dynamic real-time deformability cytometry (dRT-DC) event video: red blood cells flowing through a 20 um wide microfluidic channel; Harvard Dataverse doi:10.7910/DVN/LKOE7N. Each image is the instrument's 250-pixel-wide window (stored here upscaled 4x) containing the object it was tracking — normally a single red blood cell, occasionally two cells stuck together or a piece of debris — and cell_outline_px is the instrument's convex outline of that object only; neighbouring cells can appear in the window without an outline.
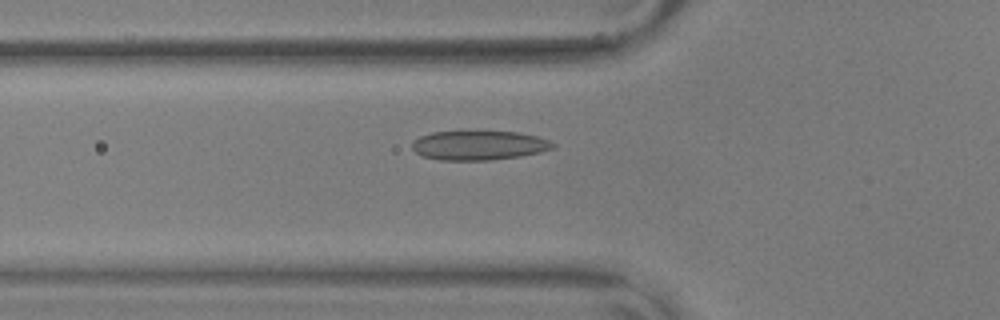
{"species": "common noctule bat (a hibernating species)", "species_latin": "Nyctalus noctula", "temperature_condition": "warm", "stored_images_in_passage": 34, "camera_frame_rate_fps": 3000, "um_per_image_px": 0.085, "animal": {"sex": "male", "body_mass_g": 17.9, "forearm_length_mm": 54.2}, "frame": {"image": 1, "passage_image": 2, "time_ms": 0.333, "image_size_px": [1000, 320], "cell_outline_px": [[556, 148], [540, 152], [520, 156], [492, 160], [440, 160], [420, 156], [412, 148], [412, 140], [420, 136], [432, 132], [476, 128], [516, 132], [536, 136], [548, 140], [556, 144]], "centroid_in_image_um": [40.67, 12.31], "position_along_channel_um": 85.1, "area_um2": 25.26}}
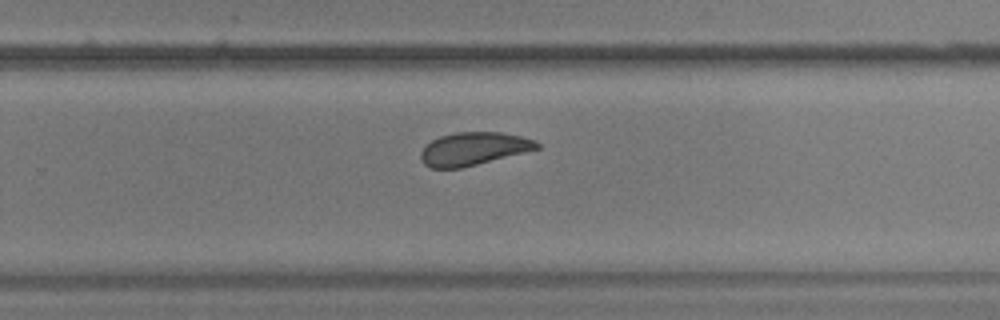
{"frame": {"image": 2, "passage_image": 19, "time_ms": 6.0, "image_size_px": [1000, 320], "cell_outline_px": [[540, 148], [460, 168], [432, 168], [424, 164], [420, 160], [420, 152], [432, 140], [440, 136], [456, 132], [500, 132], [520, 136], [536, 140], [540, 144]], "centroid_in_image_um": [40.24, 12.64], "position_along_channel_um": 289.6, "area_um2": 22.08}}
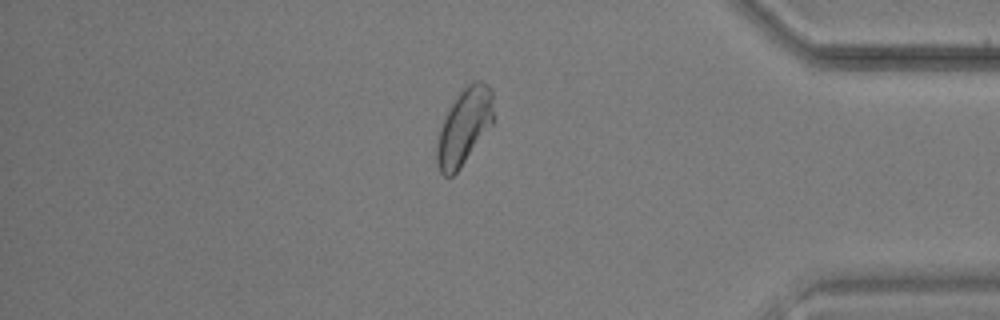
{"frame": {"image": 3, "passage_image": 30, "time_ms": 9.667, "image_size_px": [1000, 320], "cell_outline_px": [[492, 124], [460, 168], [452, 176], [444, 176], [440, 172], [436, 160], [436, 144], [444, 120], [456, 96], [472, 80], [480, 80], [488, 84], [492, 88]], "centroid_in_image_um": [39.46, 10.75], "position_along_channel_um": 395.7, "area_um2": 24.68}}